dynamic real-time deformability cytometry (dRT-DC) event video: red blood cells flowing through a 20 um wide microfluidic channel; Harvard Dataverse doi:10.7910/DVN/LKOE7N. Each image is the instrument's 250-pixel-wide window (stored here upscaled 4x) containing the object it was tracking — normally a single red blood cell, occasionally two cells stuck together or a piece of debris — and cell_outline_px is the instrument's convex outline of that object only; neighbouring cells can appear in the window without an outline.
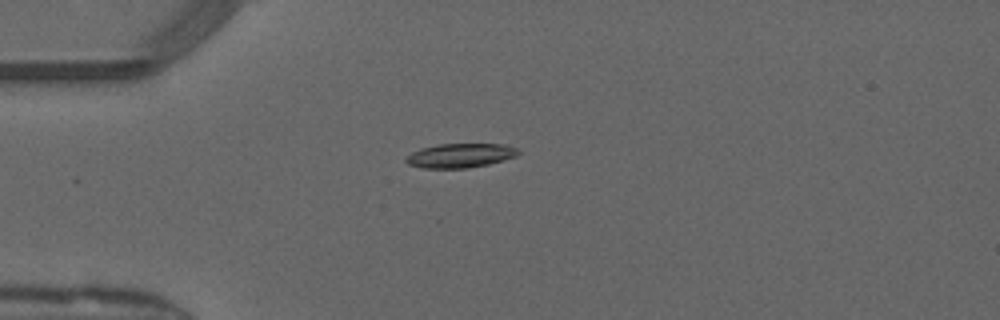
{"species": "common noctule bat (a hibernating species)", "species_latin": "Nyctalus noctula", "temperature_condition": "warm", "stored_images_in_passage": 38, "camera_frame_rate_fps": 3000, "um_per_image_px": 0.085, "animal": {"sex": "male", "forearm_length_mm": 52.5}, "frame": {"image": 1, "passage_image": 1, "time_ms": 0.0, "image_size_px": [1000, 320], "cell_outline_px": [[520, 152], [516, 156], [504, 160], [488, 164], [468, 168], [424, 168], [408, 164], [404, 160], [404, 156], [420, 148], [440, 144], [504, 144], [520, 148]], "centroid_in_image_um": [39.12, 13.21], "position_along_channel_um": 45.9, "area_um2": 16.01}}
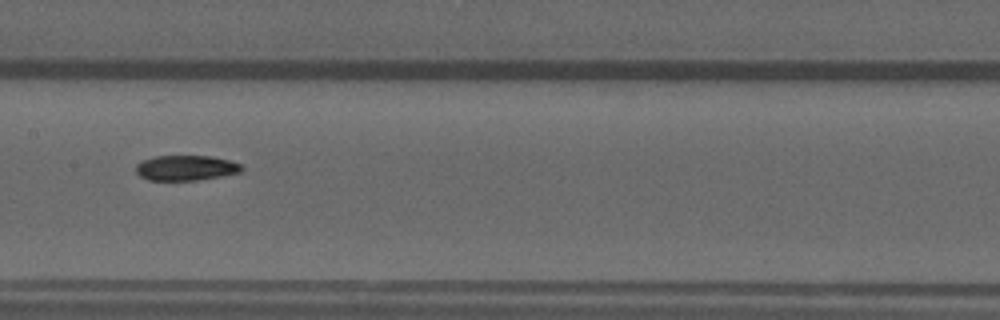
{"frame": {"image": 2, "passage_image": 13, "time_ms": 4.0, "image_size_px": [1000, 320], "cell_outline_px": [[244, 168], [240, 172], [220, 176], [196, 180], [148, 180], [140, 176], [136, 172], [136, 164], [140, 160], [152, 156], [212, 156], [244, 164]], "centroid_in_image_um": [15.79, 14.26], "position_along_channel_um": 191.6, "area_um2": 15.66}}
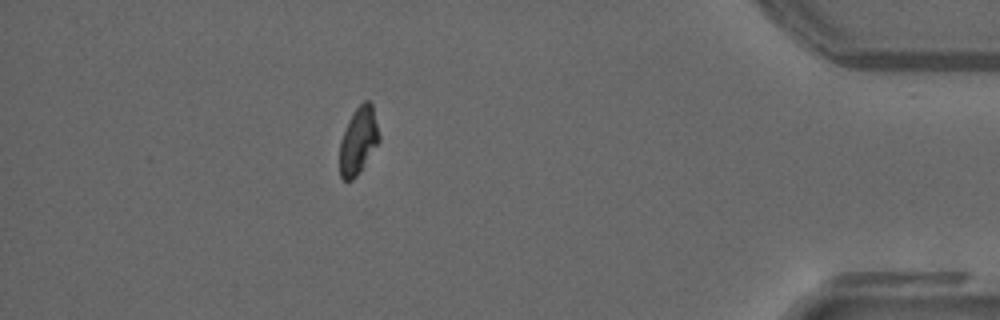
{"frame": {"image": 3, "passage_image": 32, "time_ms": 10.333, "image_size_px": [1000, 320], "cell_outline_px": [[380, 140], [356, 176], [352, 180], [344, 180], [340, 176], [340, 140], [356, 108], [364, 100], [368, 100], [372, 104], [380, 136]], "centroid_in_image_um": [30.47, 11.96], "position_along_channel_um": 404.7, "area_um2": 14.97}, "authors_computed_cell_mechanics": {"area_um2": 16.0395, "velocity_mm_per_s": 4.1086, "shape_relaxation_time_tau1_ms": 6.0533, "shape_relaxation_time_tau2_ms": 3.5918, "deformation_change_tau1": 0.1795, "deformation_change_tau2": 0.0602}}